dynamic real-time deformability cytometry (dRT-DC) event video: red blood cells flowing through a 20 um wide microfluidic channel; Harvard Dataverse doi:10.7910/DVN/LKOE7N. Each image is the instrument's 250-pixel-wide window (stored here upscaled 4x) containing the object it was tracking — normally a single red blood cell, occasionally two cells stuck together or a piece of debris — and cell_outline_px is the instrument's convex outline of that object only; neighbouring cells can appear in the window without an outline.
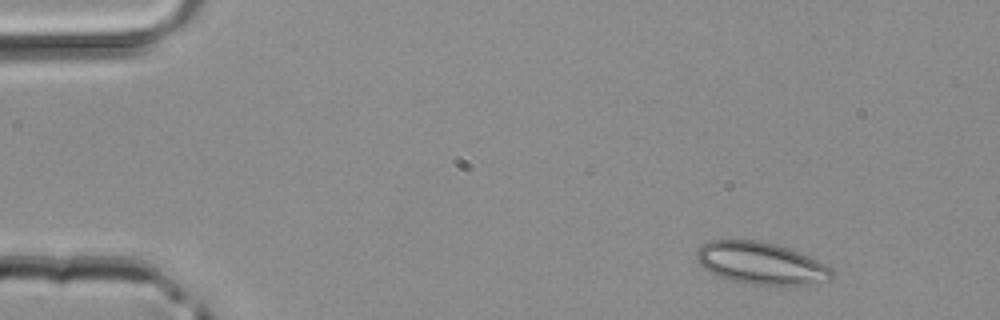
{"species": "common noctule bat (a hibernating species)", "species_latin": "Nyctalus noctula", "temperature_condition": "room temperature", "stored_images_in_passage": 4, "segment_of_instrument_passage": [1, 2], "camera_frame_rate_fps": 3000, "um_per_image_px": 0.085, "animal": {"sex": "male", "body_mass_g": 20.4}, "frame": {"image": 1, "passage_image": 1, "time_ms": 0.0, "image_size_px": [1000, 320], "cell_outline_px": [[832, 280], [808, 284], [752, 284], [732, 280], [720, 276], [704, 268], [700, 264], [696, 256], [696, 252], [704, 244], [712, 240], [756, 240], [776, 244], [792, 248], [832, 268]], "centroid_in_image_um": [64.71, 22.36], "position_along_channel_um": 20.3, "area_um2": 32.71}}